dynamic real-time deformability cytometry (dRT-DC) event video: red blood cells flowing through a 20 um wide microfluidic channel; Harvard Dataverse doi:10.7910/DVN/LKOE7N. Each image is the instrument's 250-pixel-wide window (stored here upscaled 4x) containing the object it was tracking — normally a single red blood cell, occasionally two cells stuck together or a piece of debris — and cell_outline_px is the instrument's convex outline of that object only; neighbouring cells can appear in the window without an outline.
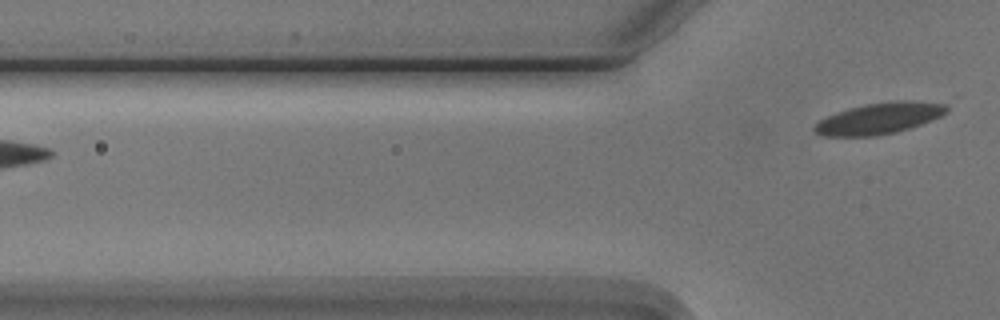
{"species": "Egyptian fruit bat (a non-hibernating species)", "species_latin": "Rousettus aegyptiacus", "temperature_condition": "cold", "stored_images_in_passage": 6, "segment_of_instrument_passage": [2, 2], "camera_frame_rate_fps": 3000, "um_per_image_px": 0.085, "animal": {"sex": "male"}, "frame": {"image": 1, "passage_image": 6, "time_ms": 5.667, "image_size_px": [1000, 320], "cell_outline_px": [[948, 112], [932, 120], [896, 132], [872, 136], [824, 136], [816, 132], [812, 128], [820, 120], [828, 116], [848, 108], [864, 104], [892, 100], [908, 100], [944, 104], [948, 108]], "centroid_in_image_um": [74.73, 10.05], "position_along_channel_um": 51.1, "area_um2": 23.87}}